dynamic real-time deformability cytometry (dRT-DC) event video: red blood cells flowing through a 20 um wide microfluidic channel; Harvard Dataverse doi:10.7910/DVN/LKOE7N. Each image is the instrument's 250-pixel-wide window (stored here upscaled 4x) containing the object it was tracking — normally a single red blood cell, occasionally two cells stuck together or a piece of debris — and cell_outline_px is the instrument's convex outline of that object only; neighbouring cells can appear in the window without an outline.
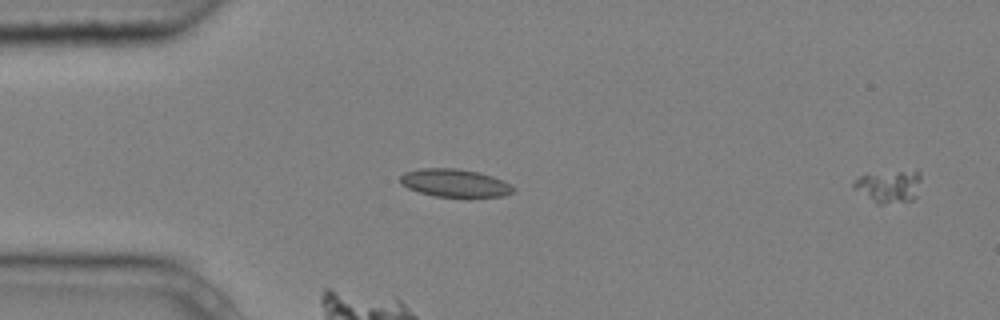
{"species": "common noctule bat (a hibernating species)", "species_latin": "Nyctalus noctula", "temperature_condition": "cold", "stored_images_in_passage": 4, "camera_frame_rate_fps": 3000, "um_per_image_px": 0.085, "animal": {"sex": "male", "body_mass_g": 20.4}, "frame": {"image": 1, "passage_image": 4, "time_ms": 1.0, "image_size_px": [1000, 320], "cell_outline_px": [[920, 180], [916, 196], [912, 200], [884, 204], [876, 204], [852, 188], [852, 184], [860, 176], [900, 172], [920, 172]], "centroid_in_image_um": [75.52, 15.89], "position_along_channel_um": 9.5, "area_um2": 12.25}}